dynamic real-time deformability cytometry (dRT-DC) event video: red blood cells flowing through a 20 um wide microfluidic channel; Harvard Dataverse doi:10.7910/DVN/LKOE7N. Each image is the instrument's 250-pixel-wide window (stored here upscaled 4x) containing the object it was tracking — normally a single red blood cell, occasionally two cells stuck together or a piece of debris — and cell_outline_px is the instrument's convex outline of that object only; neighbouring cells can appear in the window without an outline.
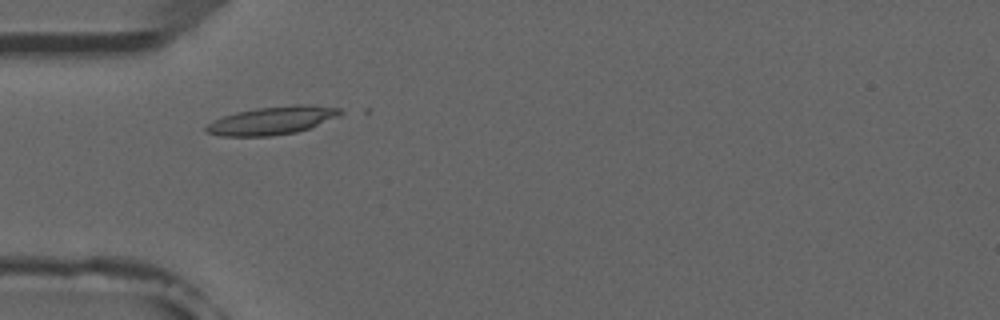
{"species": "common noctule bat (a hibernating species)", "species_latin": "Nyctalus noctula", "temperature_condition": "room temperature", "stored_images_in_passage": 5, "camera_frame_rate_fps": 3000, "um_per_image_px": 0.085, "animal": {"sex": "male", "forearm_length_mm": 52.5}, "frame": {"image": 1, "passage_image": 3, "time_ms": 3.333, "image_size_px": [1000, 320], "cell_outline_px": [[348, 112], [340, 116], [308, 128], [296, 132], [268, 136], [220, 136], [204, 132], [204, 128], [212, 120], [236, 112], [256, 108], [296, 104], [308, 104], [340, 108]], "centroid_in_image_um": [23.15, 10.23], "position_along_channel_um": 61.8, "area_um2": 22.14}}
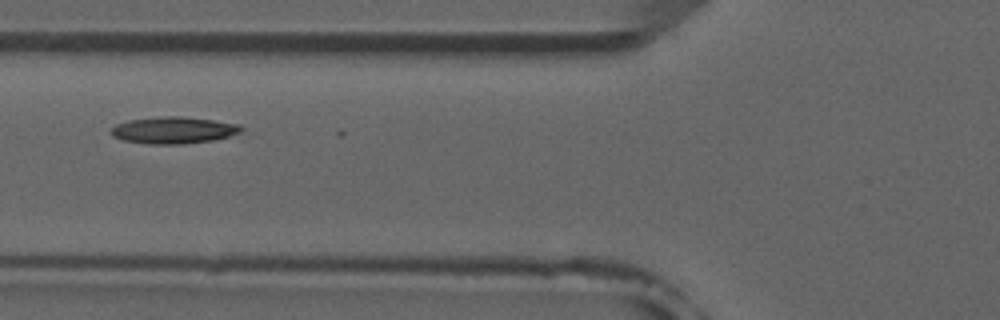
{"frame": {"image": 2, "passage_image": 4, "time_ms": 4.667, "image_size_px": [1000, 320], "cell_outline_px": [[244, 128], [240, 132], [228, 136], [212, 140], [184, 144], [148, 144], [124, 140], [112, 136], [112, 128], [116, 124], [128, 120], [160, 116], [180, 116], [212, 120], [240, 124]], "centroid_in_image_um": [14.75, 11.06], "position_along_channel_um": 111.0, "area_um2": 20.23}}